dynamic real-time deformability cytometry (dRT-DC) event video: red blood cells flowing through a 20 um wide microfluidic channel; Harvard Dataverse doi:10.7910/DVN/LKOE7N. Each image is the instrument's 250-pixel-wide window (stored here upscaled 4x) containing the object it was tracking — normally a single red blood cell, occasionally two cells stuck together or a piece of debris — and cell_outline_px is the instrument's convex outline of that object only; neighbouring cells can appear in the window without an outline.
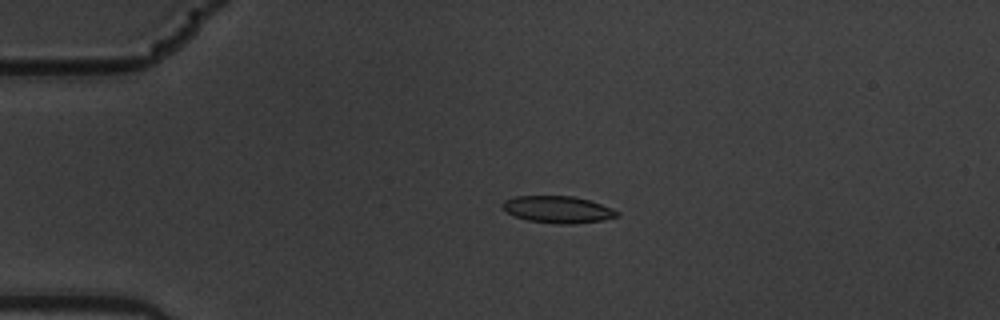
{"species": "common noctule bat (a hibernating species)", "species_latin": "Nyctalus noctula", "temperature_condition": "warm", "stored_images_in_passage": 4, "camera_frame_rate_fps": 3000, "um_per_image_px": 0.085, "animal": {"sex": "male", "body_mass_g": 19.5, "forearm_length_mm": 54.6}, "frame": {"image": 1, "passage_image": 3, "time_ms": 0.667, "image_size_px": [1000, 320], "cell_outline_px": [[620, 216], [604, 220], [572, 224], [556, 224], [528, 220], [516, 216], [508, 212], [500, 204], [504, 200], [516, 196], [572, 196], [588, 200], [612, 208], [620, 212]], "centroid_in_image_um": [47.44, 17.81], "position_along_channel_um": 37.6, "area_um2": 17.92}}